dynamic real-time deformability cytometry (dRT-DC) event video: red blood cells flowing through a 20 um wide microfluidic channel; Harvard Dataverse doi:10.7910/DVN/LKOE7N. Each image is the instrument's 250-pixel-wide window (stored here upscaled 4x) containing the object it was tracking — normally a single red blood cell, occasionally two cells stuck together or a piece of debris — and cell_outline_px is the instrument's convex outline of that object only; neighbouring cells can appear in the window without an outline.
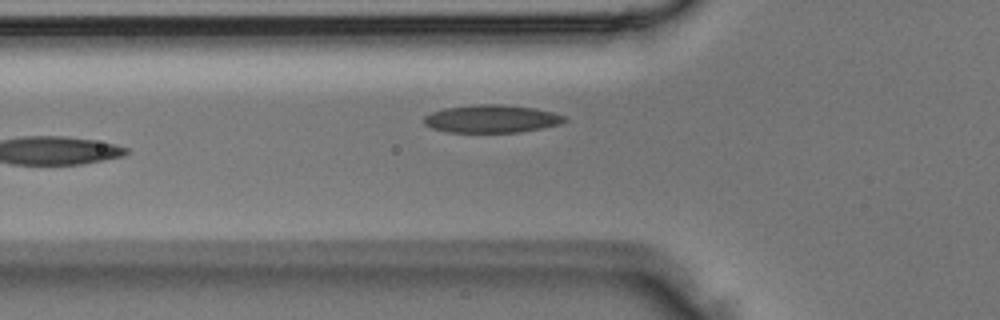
{"species": "Egyptian fruit bat (a non-hibernating species)", "species_latin": "Rousettus aegyptiacus", "temperature_condition": "room temperature", "stored_images_in_passage": 3, "camera_frame_rate_fps": 3000, "um_per_image_px": 0.085, "animal": {"sex": "male"}, "frame": {"image": 1, "passage_image": 3, "time_ms": 0.667, "image_size_px": [1000, 320], "cell_outline_px": [[568, 120], [560, 124], [544, 128], [520, 132], [448, 132], [432, 128], [424, 124], [424, 116], [432, 112], [444, 108], [476, 104], [500, 104], [536, 108], [552, 112], [564, 116]], "centroid_in_image_um": [41.8, 10.1], "position_along_channel_um": 84.0, "area_um2": 22.89}}